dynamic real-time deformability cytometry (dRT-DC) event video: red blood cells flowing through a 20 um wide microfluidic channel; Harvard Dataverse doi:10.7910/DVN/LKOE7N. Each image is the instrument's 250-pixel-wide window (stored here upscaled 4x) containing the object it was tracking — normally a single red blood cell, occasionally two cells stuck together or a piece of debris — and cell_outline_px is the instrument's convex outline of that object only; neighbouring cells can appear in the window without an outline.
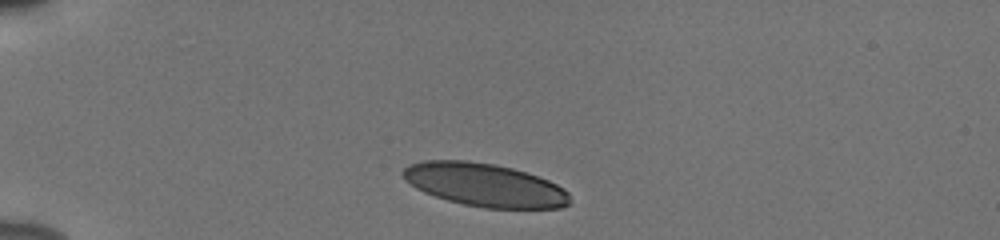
{"species": "human", "species_latin": "Homo sapiens", "temperature_condition": "cold", "stored_images_in_passage": 35, "camera_frame_rate_fps": 3000, "um_per_image_px": 0.085, "donor": {"sex": "male"}, "frame": {"image": 1, "passage_image": 1, "time_ms": 0.0, "image_size_px": [1000, 240], "cell_outline_px": [[572, 200], [568, 204], [560, 208], [484, 208], [464, 204], [448, 200], [424, 192], [416, 188], [404, 180], [400, 172], [408, 164], [424, 160], [468, 160], [492, 164], [512, 168], [548, 180], [556, 184], [568, 192]], "centroid_in_image_um": [41.17, 15.71], "position_along_channel_um": 43.8, "area_um2": 41.96}}
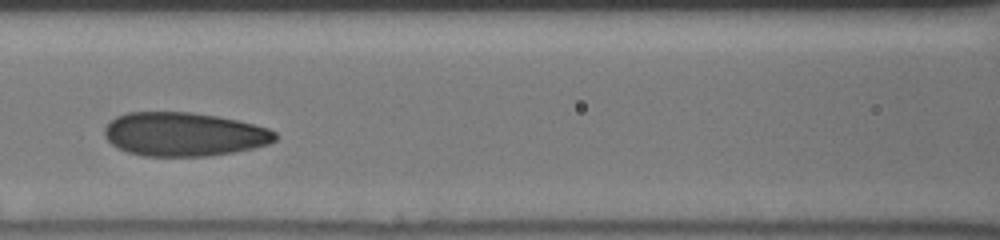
{"frame": {"image": 2, "passage_image": 13, "time_ms": 4.0, "image_size_px": [1000, 240], "cell_outline_px": [[276, 140], [268, 144], [252, 148], [232, 152], [208, 156], [144, 156], [128, 152], [112, 144], [104, 136], [104, 128], [116, 116], [128, 112], [192, 112], [216, 116], [236, 120], [268, 128], [276, 132]], "centroid_in_image_um": [15.62, 11.41], "position_along_channel_um": 151.0, "area_um2": 43.35}}
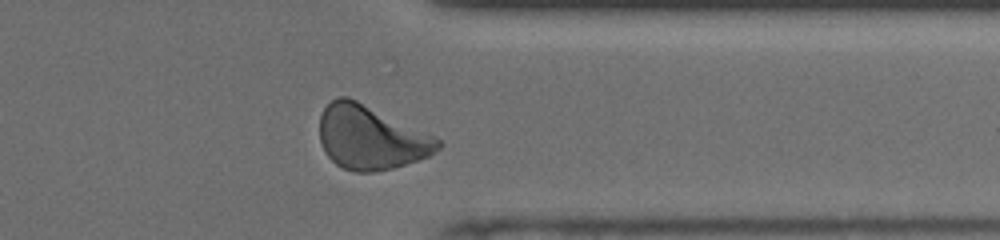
{"frame": {"image": 3, "passage_image": 31, "time_ms": 10.0, "image_size_px": [1000, 240], "cell_outline_px": [[444, 144], [440, 148], [428, 156], [392, 168], [372, 172], [352, 172], [336, 164], [324, 152], [320, 140], [320, 116], [324, 108], [332, 100], [340, 96], [348, 96], [432, 136], [440, 140]], "centroid_in_image_um": [31.47, 11.7], "position_along_channel_um": 379.9, "area_um2": 43.35}, "authors_computed_cell_mechanics": {"area_um2": 42.8298, "velocity_mm_per_s": 3.8401, "shape_relaxation_time_tau1_ms": 3.9686, "shape_relaxation_time_tau2_ms": 0.9323, "deformation_change_tau1": 0.1349, "deformation_change_tau2": 0.0701}}